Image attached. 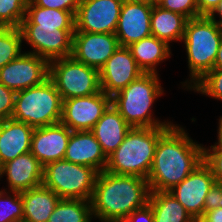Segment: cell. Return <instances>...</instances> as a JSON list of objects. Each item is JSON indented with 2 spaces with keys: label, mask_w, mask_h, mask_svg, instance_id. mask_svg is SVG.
Segmentation results:
<instances>
[{
  "label": "cell",
  "mask_w": 222,
  "mask_h": 222,
  "mask_svg": "<svg viewBox=\"0 0 222 222\" xmlns=\"http://www.w3.org/2000/svg\"><path fill=\"white\" fill-rule=\"evenodd\" d=\"M204 147L181 126L171 125L158 139L150 173V191H169L203 162Z\"/></svg>",
  "instance_id": "6da1fadb"
},
{
  "label": "cell",
  "mask_w": 222,
  "mask_h": 222,
  "mask_svg": "<svg viewBox=\"0 0 222 222\" xmlns=\"http://www.w3.org/2000/svg\"><path fill=\"white\" fill-rule=\"evenodd\" d=\"M150 189L145 178L136 175L98 173L90 199L93 216L102 222H121L148 203Z\"/></svg>",
  "instance_id": "7a4b0ae2"
},
{
  "label": "cell",
  "mask_w": 222,
  "mask_h": 222,
  "mask_svg": "<svg viewBox=\"0 0 222 222\" xmlns=\"http://www.w3.org/2000/svg\"><path fill=\"white\" fill-rule=\"evenodd\" d=\"M169 127L131 128L123 142L108 156L105 171L117 175H136L147 179L158 139Z\"/></svg>",
  "instance_id": "3957f363"
},
{
  "label": "cell",
  "mask_w": 222,
  "mask_h": 222,
  "mask_svg": "<svg viewBox=\"0 0 222 222\" xmlns=\"http://www.w3.org/2000/svg\"><path fill=\"white\" fill-rule=\"evenodd\" d=\"M158 79V74L143 73L111 97V104L132 128L173 125L171 122H160L152 118L151 107L163 94Z\"/></svg>",
  "instance_id": "277c9868"
},
{
  "label": "cell",
  "mask_w": 222,
  "mask_h": 222,
  "mask_svg": "<svg viewBox=\"0 0 222 222\" xmlns=\"http://www.w3.org/2000/svg\"><path fill=\"white\" fill-rule=\"evenodd\" d=\"M222 39V25L209 16L188 19L183 41L186 48L190 82L184 83L190 89L207 72L214 69L219 45ZM193 83V84H192Z\"/></svg>",
  "instance_id": "5b68a950"
},
{
  "label": "cell",
  "mask_w": 222,
  "mask_h": 222,
  "mask_svg": "<svg viewBox=\"0 0 222 222\" xmlns=\"http://www.w3.org/2000/svg\"><path fill=\"white\" fill-rule=\"evenodd\" d=\"M62 102L55 84L48 78L42 84L16 92L11 118L33 128L58 124L62 115Z\"/></svg>",
  "instance_id": "8992f818"
},
{
  "label": "cell",
  "mask_w": 222,
  "mask_h": 222,
  "mask_svg": "<svg viewBox=\"0 0 222 222\" xmlns=\"http://www.w3.org/2000/svg\"><path fill=\"white\" fill-rule=\"evenodd\" d=\"M98 173L92 167L63 159L44 167L42 184L60 198L90 200Z\"/></svg>",
  "instance_id": "52a82bcc"
},
{
  "label": "cell",
  "mask_w": 222,
  "mask_h": 222,
  "mask_svg": "<svg viewBox=\"0 0 222 222\" xmlns=\"http://www.w3.org/2000/svg\"><path fill=\"white\" fill-rule=\"evenodd\" d=\"M49 78L62 100L89 96L101 91L99 70L76 61L72 56L49 62Z\"/></svg>",
  "instance_id": "ba28073f"
},
{
  "label": "cell",
  "mask_w": 222,
  "mask_h": 222,
  "mask_svg": "<svg viewBox=\"0 0 222 222\" xmlns=\"http://www.w3.org/2000/svg\"><path fill=\"white\" fill-rule=\"evenodd\" d=\"M22 40L33 48L32 53L48 62L72 55L73 34L75 29H57V27L33 24L26 16L21 22Z\"/></svg>",
  "instance_id": "9c48e42d"
},
{
  "label": "cell",
  "mask_w": 222,
  "mask_h": 222,
  "mask_svg": "<svg viewBox=\"0 0 222 222\" xmlns=\"http://www.w3.org/2000/svg\"><path fill=\"white\" fill-rule=\"evenodd\" d=\"M111 105V96L102 90L96 94L63 100L60 123L71 131H91Z\"/></svg>",
  "instance_id": "30bf717a"
},
{
  "label": "cell",
  "mask_w": 222,
  "mask_h": 222,
  "mask_svg": "<svg viewBox=\"0 0 222 222\" xmlns=\"http://www.w3.org/2000/svg\"><path fill=\"white\" fill-rule=\"evenodd\" d=\"M49 78V62L32 53H21L0 69V83L15 93L42 84Z\"/></svg>",
  "instance_id": "8fae6325"
},
{
  "label": "cell",
  "mask_w": 222,
  "mask_h": 222,
  "mask_svg": "<svg viewBox=\"0 0 222 222\" xmlns=\"http://www.w3.org/2000/svg\"><path fill=\"white\" fill-rule=\"evenodd\" d=\"M124 0H81L75 14V32L116 31Z\"/></svg>",
  "instance_id": "7c38bea8"
},
{
  "label": "cell",
  "mask_w": 222,
  "mask_h": 222,
  "mask_svg": "<svg viewBox=\"0 0 222 222\" xmlns=\"http://www.w3.org/2000/svg\"><path fill=\"white\" fill-rule=\"evenodd\" d=\"M215 182L209 166L203 161L183 181L169 192L193 218L204 216V204L209 189Z\"/></svg>",
  "instance_id": "4fadbf2b"
},
{
  "label": "cell",
  "mask_w": 222,
  "mask_h": 222,
  "mask_svg": "<svg viewBox=\"0 0 222 222\" xmlns=\"http://www.w3.org/2000/svg\"><path fill=\"white\" fill-rule=\"evenodd\" d=\"M143 73L130 49L119 46L99 70L101 90L112 97Z\"/></svg>",
  "instance_id": "5bb4252c"
},
{
  "label": "cell",
  "mask_w": 222,
  "mask_h": 222,
  "mask_svg": "<svg viewBox=\"0 0 222 222\" xmlns=\"http://www.w3.org/2000/svg\"><path fill=\"white\" fill-rule=\"evenodd\" d=\"M118 47L115 34L74 32L71 56L78 62L100 70Z\"/></svg>",
  "instance_id": "9a60e30c"
},
{
  "label": "cell",
  "mask_w": 222,
  "mask_h": 222,
  "mask_svg": "<svg viewBox=\"0 0 222 222\" xmlns=\"http://www.w3.org/2000/svg\"><path fill=\"white\" fill-rule=\"evenodd\" d=\"M153 4L123 1L115 35L119 46L132 43L152 35L150 20Z\"/></svg>",
  "instance_id": "2e32d148"
},
{
  "label": "cell",
  "mask_w": 222,
  "mask_h": 222,
  "mask_svg": "<svg viewBox=\"0 0 222 222\" xmlns=\"http://www.w3.org/2000/svg\"><path fill=\"white\" fill-rule=\"evenodd\" d=\"M71 132L61 123L34 128L30 152L43 167L54 161L63 160Z\"/></svg>",
  "instance_id": "e0dca14e"
},
{
  "label": "cell",
  "mask_w": 222,
  "mask_h": 222,
  "mask_svg": "<svg viewBox=\"0 0 222 222\" xmlns=\"http://www.w3.org/2000/svg\"><path fill=\"white\" fill-rule=\"evenodd\" d=\"M64 160L105 171L108 157L91 131H72Z\"/></svg>",
  "instance_id": "ac0fdd59"
},
{
  "label": "cell",
  "mask_w": 222,
  "mask_h": 222,
  "mask_svg": "<svg viewBox=\"0 0 222 222\" xmlns=\"http://www.w3.org/2000/svg\"><path fill=\"white\" fill-rule=\"evenodd\" d=\"M43 170L39 160L28 152L4 163L1 177L7 176L9 192H22L42 184Z\"/></svg>",
  "instance_id": "d6986e66"
},
{
  "label": "cell",
  "mask_w": 222,
  "mask_h": 222,
  "mask_svg": "<svg viewBox=\"0 0 222 222\" xmlns=\"http://www.w3.org/2000/svg\"><path fill=\"white\" fill-rule=\"evenodd\" d=\"M34 128L12 118L0 121V157L3 163L31 151Z\"/></svg>",
  "instance_id": "ffe728a7"
},
{
  "label": "cell",
  "mask_w": 222,
  "mask_h": 222,
  "mask_svg": "<svg viewBox=\"0 0 222 222\" xmlns=\"http://www.w3.org/2000/svg\"><path fill=\"white\" fill-rule=\"evenodd\" d=\"M132 127L111 104L92 128L103 152L108 157L123 142Z\"/></svg>",
  "instance_id": "44dd1931"
},
{
  "label": "cell",
  "mask_w": 222,
  "mask_h": 222,
  "mask_svg": "<svg viewBox=\"0 0 222 222\" xmlns=\"http://www.w3.org/2000/svg\"><path fill=\"white\" fill-rule=\"evenodd\" d=\"M23 200V222H48L61 199L43 184L20 192Z\"/></svg>",
  "instance_id": "7402d4cb"
},
{
  "label": "cell",
  "mask_w": 222,
  "mask_h": 222,
  "mask_svg": "<svg viewBox=\"0 0 222 222\" xmlns=\"http://www.w3.org/2000/svg\"><path fill=\"white\" fill-rule=\"evenodd\" d=\"M187 21L185 16L153 4L150 20L151 33L168 45L170 41H182Z\"/></svg>",
  "instance_id": "603a6c76"
},
{
  "label": "cell",
  "mask_w": 222,
  "mask_h": 222,
  "mask_svg": "<svg viewBox=\"0 0 222 222\" xmlns=\"http://www.w3.org/2000/svg\"><path fill=\"white\" fill-rule=\"evenodd\" d=\"M169 47L170 45L165 41L160 40L153 35L145 37L128 46L138 67L144 73L155 74H157L155 69L156 66L170 56L171 49Z\"/></svg>",
  "instance_id": "cb8c5ba5"
},
{
  "label": "cell",
  "mask_w": 222,
  "mask_h": 222,
  "mask_svg": "<svg viewBox=\"0 0 222 222\" xmlns=\"http://www.w3.org/2000/svg\"><path fill=\"white\" fill-rule=\"evenodd\" d=\"M148 204L154 222H191L194 219L169 191H150Z\"/></svg>",
  "instance_id": "d4e9b609"
},
{
  "label": "cell",
  "mask_w": 222,
  "mask_h": 222,
  "mask_svg": "<svg viewBox=\"0 0 222 222\" xmlns=\"http://www.w3.org/2000/svg\"><path fill=\"white\" fill-rule=\"evenodd\" d=\"M25 16L40 26L57 27V29H75V14L71 11L42 8L30 0L27 3Z\"/></svg>",
  "instance_id": "484cf974"
},
{
  "label": "cell",
  "mask_w": 222,
  "mask_h": 222,
  "mask_svg": "<svg viewBox=\"0 0 222 222\" xmlns=\"http://www.w3.org/2000/svg\"><path fill=\"white\" fill-rule=\"evenodd\" d=\"M90 200L61 198L48 222H91Z\"/></svg>",
  "instance_id": "4316f807"
},
{
  "label": "cell",
  "mask_w": 222,
  "mask_h": 222,
  "mask_svg": "<svg viewBox=\"0 0 222 222\" xmlns=\"http://www.w3.org/2000/svg\"><path fill=\"white\" fill-rule=\"evenodd\" d=\"M22 41L20 28L0 27V69L22 53Z\"/></svg>",
  "instance_id": "83f0119b"
},
{
  "label": "cell",
  "mask_w": 222,
  "mask_h": 222,
  "mask_svg": "<svg viewBox=\"0 0 222 222\" xmlns=\"http://www.w3.org/2000/svg\"><path fill=\"white\" fill-rule=\"evenodd\" d=\"M28 0H0V27L19 28Z\"/></svg>",
  "instance_id": "f1b7e54d"
},
{
  "label": "cell",
  "mask_w": 222,
  "mask_h": 222,
  "mask_svg": "<svg viewBox=\"0 0 222 222\" xmlns=\"http://www.w3.org/2000/svg\"><path fill=\"white\" fill-rule=\"evenodd\" d=\"M0 191V222H23V200L20 192ZM2 202V203H1Z\"/></svg>",
  "instance_id": "f546056e"
},
{
  "label": "cell",
  "mask_w": 222,
  "mask_h": 222,
  "mask_svg": "<svg viewBox=\"0 0 222 222\" xmlns=\"http://www.w3.org/2000/svg\"><path fill=\"white\" fill-rule=\"evenodd\" d=\"M192 89L201 94L222 100V69L214 68L207 72L190 88V90Z\"/></svg>",
  "instance_id": "4dcf8cb0"
},
{
  "label": "cell",
  "mask_w": 222,
  "mask_h": 222,
  "mask_svg": "<svg viewBox=\"0 0 222 222\" xmlns=\"http://www.w3.org/2000/svg\"><path fill=\"white\" fill-rule=\"evenodd\" d=\"M157 5L162 9L181 14L187 19L201 16L198 11L196 0H160Z\"/></svg>",
  "instance_id": "1f68e13d"
},
{
  "label": "cell",
  "mask_w": 222,
  "mask_h": 222,
  "mask_svg": "<svg viewBox=\"0 0 222 222\" xmlns=\"http://www.w3.org/2000/svg\"><path fill=\"white\" fill-rule=\"evenodd\" d=\"M203 152V161L211 169L215 181L222 183V148L211 145L209 149L204 147Z\"/></svg>",
  "instance_id": "d6a6232c"
},
{
  "label": "cell",
  "mask_w": 222,
  "mask_h": 222,
  "mask_svg": "<svg viewBox=\"0 0 222 222\" xmlns=\"http://www.w3.org/2000/svg\"><path fill=\"white\" fill-rule=\"evenodd\" d=\"M15 92L0 83V121L10 119L14 112Z\"/></svg>",
  "instance_id": "836d02e7"
},
{
  "label": "cell",
  "mask_w": 222,
  "mask_h": 222,
  "mask_svg": "<svg viewBox=\"0 0 222 222\" xmlns=\"http://www.w3.org/2000/svg\"><path fill=\"white\" fill-rule=\"evenodd\" d=\"M35 6L42 8L71 11L76 14L81 0H30Z\"/></svg>",
  "instance_id": "e575fe53"
},
{
  "label": "cell",
  "mask_w": 222,
  "mask_h": 222,
  "mask_svg": "<svg viewBox=\"0 0 222 222\" xmlns=\"http://www.w3.org/2000/svg\"><path fill=\"white\" fill-rule=\"evenodd\" d=\"M222 208V183L214 182L205 198L204 214L212 209Z\"/></svg>",
  "instance_id": "d590c367"
},
{
  "label": "cell",
  "mask_w": 222,
  "mask_h": 222,
  "mask_svg": "<svg viewBox=\"0 0 222 222\" xmlns=\"http://www.w3.org/2000/svg\"><path fill=\"white\" fill-rule=\"evenodd\" d=\"M154 222V216L151 206L147 203L144 207L139 208L128 215L121 222Z\"/></svg>",
  "instance_id": "8d00e7d4"
},
{
  "label": "cell",
  "mask_w": 222,
  "mask_h": 222,
  "mask_svg": "<svg viewBox=\"0 0 222 222\" xmlns=\"http://www.w3.org/2000/svg\"><path fill=\"white\" fill-rule=\"evenodd\" d=\"M221 0H196L199 14L209 16L218 6Z\"/></svg>",
  "instance_id": "74e56055"
},
{
  "label": "cell",
  "mask_w": 222,
  "mask_h": 222,
  "mask_svg": "<svg viewBox=\"0 0 222 222\" xmlns=\"http://www.w3.org/2000/svg\"><path fill=\"white\" fill-rule=\"evenodd\" d=\"M209 222H222V208L212 209L204 214Z\"/></svg>",
  "instance_id": "f35d334b"
},
{
  "label": "cell",
  "mask_w": 222,
  "mask_h": 222,
  "mask_svg": "<svg viewBox=\"0 0 222 222\" xmlns=\"http://www.w3.org/2000/svg\"><path fill=\"white\" fill-rule=\"evenodd\" d=\"M214 68L216 69H222V39L219 45V49L217 52V56L214 62Z\"/></svg>",
  "instance_id": "ab89813d"
},
{
  "label": "cell",
  "mask_w": 222,
  "mask_h": 222,
  "mask_svg": "<svg viewBox=\"0 0 222 222\" xmlns=\"http://www.w3.org/2000/svg\"><path fill=\"white\" fill-rule=\"evenodd\" d=\"M216 13L219 15V17H221L220 18L221 20L220 19H219V21L216 20V18H215ZM209 17L213 20H216L219 24L222 25V0L218 4V6L215 8V10L209 15Z\"/></svg>",
  "instance_id": "60d3db41"
},
{
  "label": "cell",
  "mask_w": 222,
  "mask_h": 222,
  "mask_svg": "<svg viewBox=\"0 0 222 222\" xmlns=\"http://www.w3.org/2000/svg\"><path fill=\"white\" fill-rule=\"evenodd\" d=\"M215 145L222 148V117L219 119L218 142L215 143Z\"/></svg>",
  "instance_id": "b9f144b4"
},
{
  "label": "cell",
  "mask_w": 222,
  "mask_h": 222,
  "mask_svg": "<svg viewBox=\"0 0 222 222\" xmlns=\"http://www.w3.org/2000/svg\"><path fill=\"white\" fill-rule=\"evenodd\" d=\"M126 1L153 4V0H126Z\"/></svg>",
  "instance_id": "7bdbcfd3"
},
{
  "label": "cell",
  "mask_w": 222,
  "mask_h": 222,
  "mask_svg": "<svg viewBox=\"0 0 222 222\" xmlns=\"http://www.w3.org/2000/svg\"><path fill=\"white\" fill-rule=\"evenodd\" d=\"M198 222H209L204 216L196 218Z\"/></svg>",
  "instance_id": "ee69618b"
},
{
  "label": "cell",
  "mask_w": 222,
  "mask_h": 222,
  "mask_svg": "<svg viewBox=\"0 0 222 222\" xmlns=\"http://www.w3.org/2000/svg\"><path fill=\"white\" fill-rule=\"evenodd\" d=\"M3 165H4V163L2 162L1 157H0V178H1V174H2Z\"/></svg>",
  "instance_id": "f6af8a7d"
},
{
  "label": "cell",
  "mask_w": 222,
  "mask_h": 222,
  "mask_svg": "<svg viewBox=\"0 0 222 222\" xmlns=\"http://www.w3.org/2000/svg\"><path fill=\"white\" fill-rule=\"evenodd\" d=\"M160 0H153V4H157Z\"/></svg>",
  "instance_id": "bcb514c9"
}]
</instances>
